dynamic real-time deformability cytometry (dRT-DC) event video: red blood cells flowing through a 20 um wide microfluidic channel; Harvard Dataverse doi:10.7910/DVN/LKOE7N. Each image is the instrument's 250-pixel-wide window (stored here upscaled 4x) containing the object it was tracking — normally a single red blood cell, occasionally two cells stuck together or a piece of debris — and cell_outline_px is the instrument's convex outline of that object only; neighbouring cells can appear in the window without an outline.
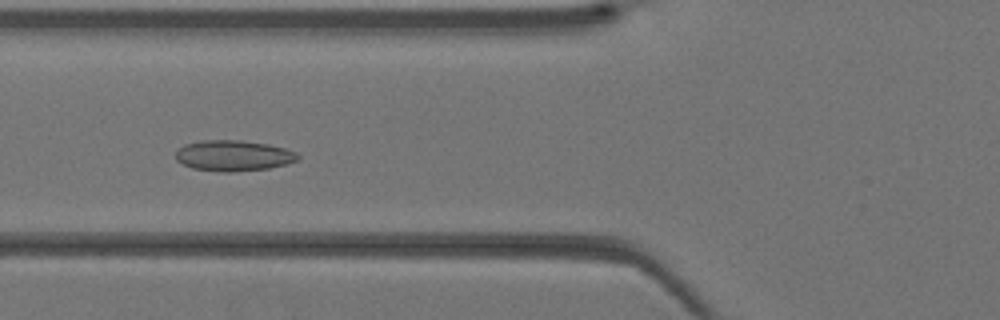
{"species": "Egyptian fruit bat (a non-hibernating species)", "species_latin": "Rousettus aegyptiacus", "temperature_condition": "warm", "stored_images_in_passage": 41, "camera_frame_rate_fps": 3000, "um_per_image_px": 0.085, "animal": {"sex": "female"}, "frame": {"image": 1, "passage_image": 16, "time_ms": 5.0, "image_size_px": [1000, 320], "cell_outline_px": [[300, 156], [296, 160], [284, 164], [268, 168], [232, 172], [224, 172], [192, 168], [176, 160], [176, 152], [184, 144], [200, 140], [240, 140], [268, 144], [284, 148], [296, 152]], "centroid_in_image_um": [19.82, 13.22], "position_along_channel_um": 106.0, "area_um2": 21.73}}
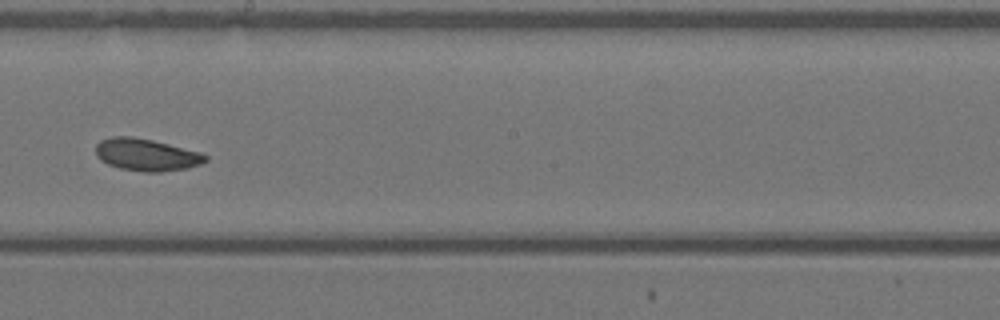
{"frame": {"image": 2, "passage_image": 24, "time_ms": 7.667, "image_size_px": [1000, 320], "cell_outline_px": [[208, 160], [200, 164], [188, 168], [160, 172], [144, 172], [120, 168], [108, 164], [100, 160], [96, 156], [96, 144], [100, 140], [112, 136], [132, 136], [152, 140], [200, 152], [208, 156]], "centroid_in_image_um": [12.43, 13.15], "position_along_channel_um": 235.8, "area_um2": 20.63}}
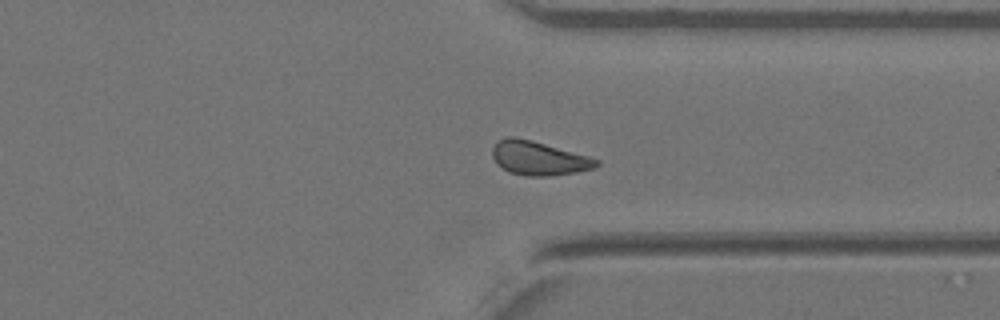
{"frame": {"image": 3, "passage_image": 32, "time_ms": 10.333, "image_size_px": [1000, 320], "cell_outline_px": [[600, 164], [592, 168], [576, 172], [552, 176], [528, 176], [508, 172], [496, 164], [492, 156], [492, 148], [500, 140], [508, 136], [516, 136], [532, 140], [588, 156], [600, 160]], "centroid_in_image_um": [45.76, 13.45], "position_along_channel_um": 365.6, "area_um2": 20.58}}